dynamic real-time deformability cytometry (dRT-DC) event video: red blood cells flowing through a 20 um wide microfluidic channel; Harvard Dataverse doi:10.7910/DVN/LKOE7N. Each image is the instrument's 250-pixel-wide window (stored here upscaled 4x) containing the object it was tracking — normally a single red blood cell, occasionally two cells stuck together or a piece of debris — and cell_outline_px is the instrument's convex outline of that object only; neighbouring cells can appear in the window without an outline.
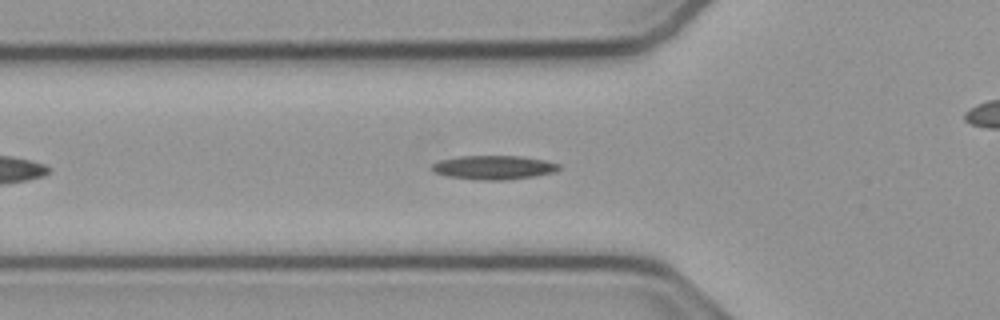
{"species": "common noctule bat (a hibernating species)", "species_latin": "Nyctalus noctula", "temperature_condition": "cold", "stored_images_in_passage": 47, "camera_frame_rate_fps": 3000, "um_per_image_px": 0.085, "animal": {"sex": "male", "body_mass_g": 23.1, "forearm_length_mm": 52.7}, "frame": {"image": 1, "passage_image": 10, "time_ms": 3.0, "image_size_px": [1000, 320], "cell_outline_px": [[560, 168], [556, 172], [536, 176], [504, 180], [484, 180], [448, 176], [436, 172], [432, 168], [432, 164], [440, 160], [460, 156], [520, 156], [544, 160], [560, 164]], "centroid_in_image_um": [42.02, 14.23], "position_along_channel_um": 83.8, "area_um2": 17.57}}
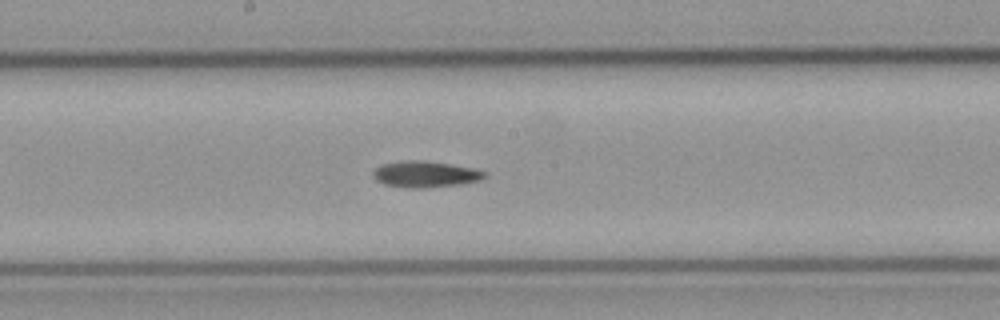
{"frame": {"image": 2, "passage_image": 20, "time_ms": 6.333, "image_size_px": [1000, 320], "cell_outline_px": [[488, 176], [480, 180], [460, 184], [424, 188], [408, 188], [384, 184], [376, 180], [372, 176], [372, 172], [380, 164], [400, 160], [420, 160], [476, 168], [488, 172]], "centroid_in_image_um": [36.15, 14.8], "position_along_channel_um": 212.1, "area_um2": 17.28}}
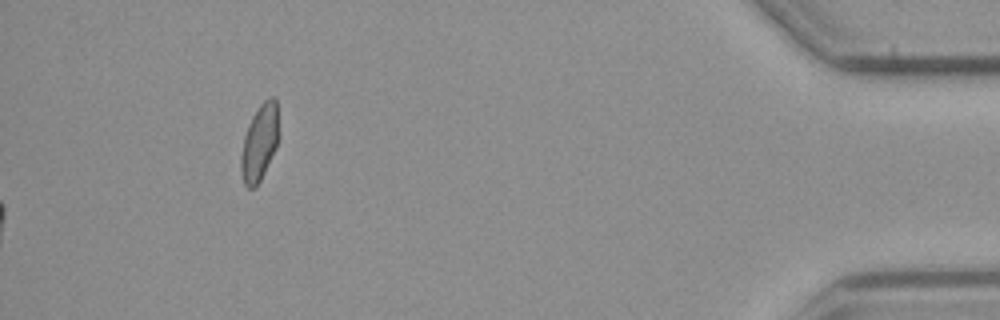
{"frame": {"image": 3, "passage_image": 47, "time_ms": 15.333, "image_size_px": [1000, 320], "cell_outline_px": [[280, 136], [276, 148], [256, 188], [248, 188], [244, 184], [240, 172], [240, 156], [244, 136], [248, 124], [252, 116], [260, 104], [268, 96], [272, 96], [276, 100]], "centroid_in_image_um": [22.06, 12.11], "position_along_channel_um": 413.1, "area_um2": 17.17}}